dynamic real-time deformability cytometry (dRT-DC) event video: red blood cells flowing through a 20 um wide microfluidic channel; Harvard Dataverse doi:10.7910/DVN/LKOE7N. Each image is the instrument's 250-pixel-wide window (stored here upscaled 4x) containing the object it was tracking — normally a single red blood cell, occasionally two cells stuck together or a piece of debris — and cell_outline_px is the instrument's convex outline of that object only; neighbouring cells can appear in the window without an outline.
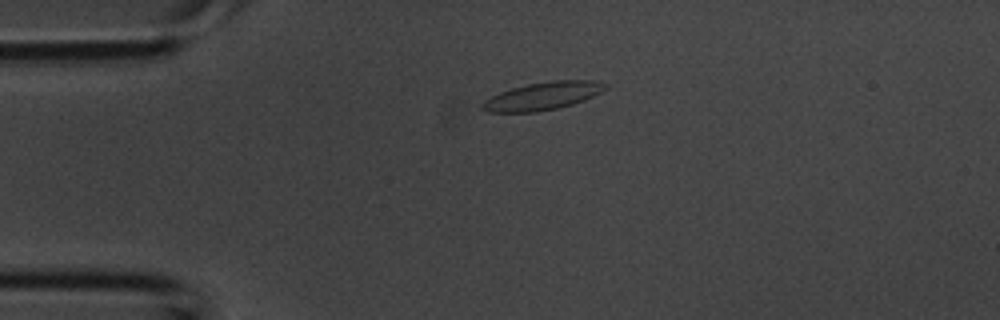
{"species": "common noctule bat (a hibernating species)", "species_latin": "Nyctalus noctula", "temperature_condition": "room temperature", "stored_images_in_passage": 31, "camera_frame_rate_fps": 3000, "um_per_image_px": 0.085, "animal": {"sex": "male", "body_mass_g": 20.1, "forearm_length_mm": 53.5}, "frame": {"image": 1, "passage_image": 1, "time_ms": 0.0, "image_size_px": [1000, 320], "cell_outline_px": [[608, 88], [584, 100], [572, 104], [556, 108], [536, 112], [488, 112], [480, 108], [480, 104], [484, 100], [500, 92], [512, 88], [528, 84], [552, 80], [596, 80], [608, 84]], "centroid_in_image_um": [46.13, 8.15], "position_along_channel_um": 38.9, "area_um2": 19.94}}
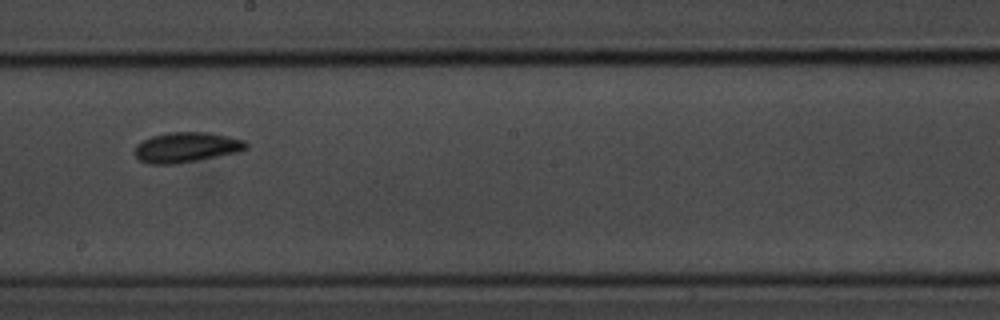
{"frame": {"image": 2, "passage_image": 14, "time_ms": 4.333, "image_size_px": [1000, 320], "cell_outline_px": [[248, 148], [240, 152], [176, 164], [152, 164], [140, 160], [132, 152], [136, 144], [152, 136], [168, 132], [208, 132], [228, 136], [244, 140], [248, 144]], "centroid_in_image_um": [15.85, 12.52], "position_along_channel_um": 232.4, "area_um2": 19.71}}
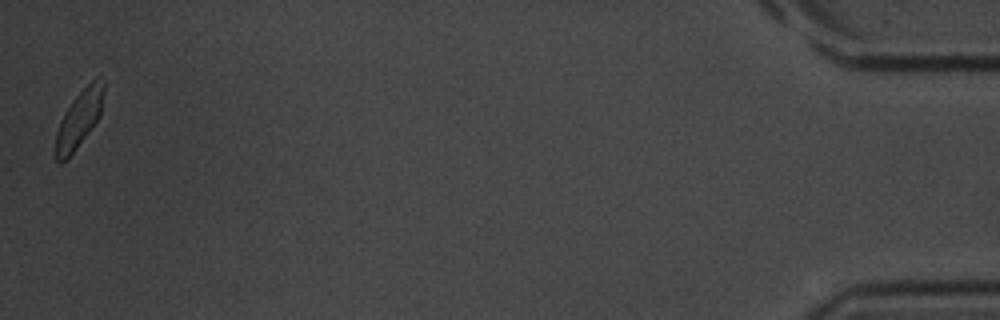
{"frame": {"image": 3, "passage_image": 31, "time_ms": 10.0, "image_size_px": [1000, 320], "cell_outline_px": [[104, 92], [100, 116], [92, 128], [72, 152], [60, 164], [56, 160], [56, 132], [60, 120], [72, 100], [96, 76], [104, 80]], "centroid_in_image_um": [6.74, 10.07], "position_along_channel_um": 428.5, "area_um2": 15.72}}